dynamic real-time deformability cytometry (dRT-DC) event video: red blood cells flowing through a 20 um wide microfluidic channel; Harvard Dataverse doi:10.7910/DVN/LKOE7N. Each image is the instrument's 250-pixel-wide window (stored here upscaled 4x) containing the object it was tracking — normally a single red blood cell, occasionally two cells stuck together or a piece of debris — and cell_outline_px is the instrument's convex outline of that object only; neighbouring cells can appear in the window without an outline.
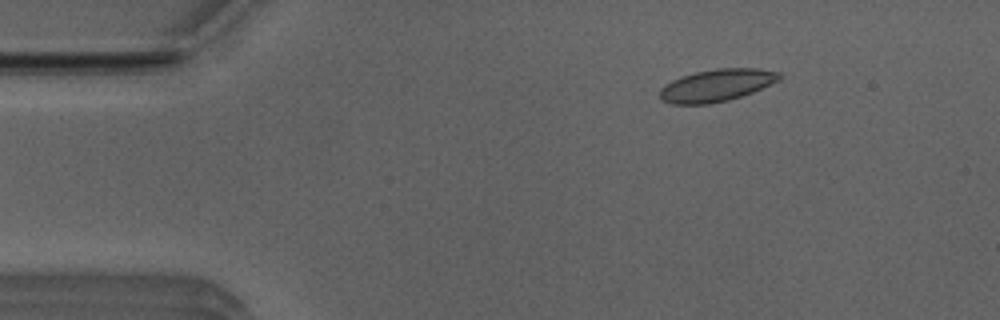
{"species": "Egyptian fruit bat (a non-hibernating species)", "species_latin": "Rousettus aegyptiacus", "temperature_condition": "room temperature", "stored_images_in_passage": 45, "camera_frame_rate_fps": 3000, "um_per_image_px": 0.085, "animal": {"sex": "male"}, "frame": {"image": 1, "passage_image": 1, "time_ms": 0.0, "image_size_px": [1000, 320], "cell_outline_px": [[784, 76], [780, 80], [752, 92], [728, 100], [708, 104], [672, 104], [660, 100], [660, 88], [664, 84], [680, 76], [696, 72], [716, 68], [760, 68], [780, 72]], "centroid_in_image_um": [60.91, 7.24], "position_along_channel_um": 24.1, "area_um2": 22.66}}
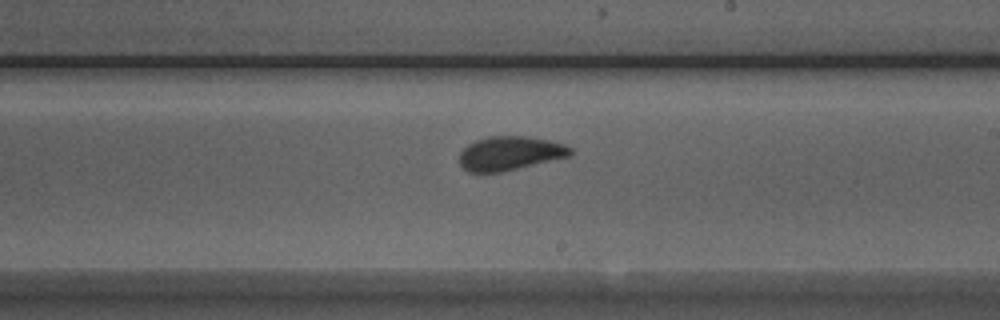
{"frame": {"image": 2, "passage_image": 23, "time_ms": 7.333, "image_size_px": [1000, 320], "cell_outline_px": [[572, 156], [500, 172], [468, 172], [460, 164], [460, 152], [468, 144], [476, 140], [488, 136], [528, 136], [548, 140], [564, 144], [572, 148]], "centroid_in_image_um": [43.36, 13.02], "position_along_channel_um": 245.6, "area_um2": 21.96}}
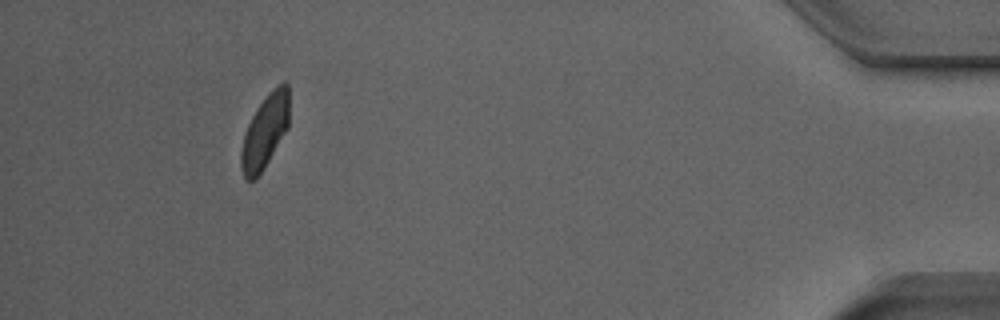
{"frame": {"image": 3, "passage_image": 41, "time_ms": 13.333, "image_size_px": [1000, 320], "cell_outline_px": [[288, 128], [268, 160], [260, 172], [252, 180], [248, 180], [244, 176], [240, 168], [240, 152], [244, 132], [256, 108], [268, 92], [272, 88], [284, 80], [288, 84]], "centroid_in_image_um": [22.5, 11.12], "position_along_channel_um": 412.7, "area_um2": 20.46}, "authors_computed_cell_mechanics": {"area_um2": 22.0218, "velocity_mm_per_s": 3.933, "shape_relaxation_time_tau1_ms": 3.0633, "shape_relaxation_time_tau2_ms": 0.9316, "deformation_change_tau1": 0.105, "deformation_change_tau2": 0.0608}}